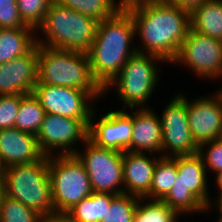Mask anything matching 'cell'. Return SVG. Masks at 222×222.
<instances>
[{"label":"cell","instance_id":"1","mask_svg":"<svg viewBox=\"0 0 222 222\" xmlns=\"http://www.w3.org/2000/svg\"><path fill=\"white\" fill-rule=\"evenodd\" d=\"M123 7L133 18L135 36L141 40L137 52L171 63L191 28L190 11L166 1L124 3Z\"/></svg>","mask_w":222,"mask_h":222},{"label":"cell","instance_id":"2","mask_svg":"<svg viewBox=\"0 0 222 222\" xmlns=\"http://www.w3.org/2000/svg\"><path fill=\"white\" fill-rule=\"evenodd\" d=\"M135 35L134 20L124 7L113 17L98 22L87 54L93 78L103 89L137 53L136 46L131 45Z\"/></svg>","mask_w":222,"mask_h":222},{"label":"cell","instance_id":"3","mask_svg":"<svg viewBox=\"0 0 222 222\" xmlns=\"http://www.w3.org/2000/svg\"><path fill=\"white\" fill-rule=\"evenodd\" d=\"M98 21L75 10L50 4L43 23L36 29L37 44L51 48L87 53L93 44Z\"/></svg>","mask_w":222,"mask_h":222},{"label":"cell","instance_id":"4","mask_svg":"<svg viewBox=\"0 0 222 222\" xmlns=\"http://www.w3.org/2000/svg\"><path fill=\"white\" fill-rule=\"evenodd\" d=\"M36 84L64 86L84 91H104L91 73L87 53L38 45Z\"/></svg>","mask_w":222,"mask_h":222},{"label":"cell","instance_id":"5","mask_svg":"<svg viewBox=\"0 0 222 222\" xmlns=\"http://www.w3.org/2000/svg\"><path fill=\"white\" fill-rule=\"evenodd\" d=\"M3 193L41 216L54 213L48 156L27 164L6 167Z\"/></svg>","mask_w":222,"mask_h":222},{"label":"cell","instance_id":"6","mask_svg":"<svg viewBox=\"0 0 222 222\" xmlns=\"http://www.w3.org/2000/svg\"><path fill=\"white\" fill-rule=\"evenodd\" d=\"M171 158L176 162L178 174L174 186L162 200L179 215L211 211L214 202L210 200L207 170L201 156L196 153Z\"/></svg>","mask_w":222,"mask_h":222},{"label":"cell","instance_id":"7","mask_svg":"<svg viewBox=\"0 0 222 222\" xmlns=\"http://www.w3.org/2000/svg\"><path fill=\"white\" fill-rule=\"evenodd\" d=\"M157 62V63H156ZM158 63H166L159 56L136 53L122 66L121 71L104 88V95L112 87L117 98L123 103L121 109L147 108L153 91L158 84L160 75ZM148 101V102H147Z\"/></svg>","mask_w":222,"mask_h":222},{"label":"cell","instance_id":"8","mask_svg":"<svg viewBox=\"0 0 222 222\" xmlns=\"http://www.w3.org/2000/svg\"><path fill=\"white\" fill-rule=\"evenodd\" d=\"M54 211L67 213L93 193L88 173L75 155L48 156Z\"/></svg>","mask_w":222,"mask_h":222},{"label":"cell","instance_id":"9","mask_svg":"<svg viewBox=\"0 0 222 222\" xmlns=\"http://www.w3.org/2000/svg\"><path fill=\"white\" fill-rule=\"evenodd\" d=\"M74 154L88 173L93 192L123 194V153L97 146L89 138ZM122 185V186H121Z\"/></svg>","mask_w":222,"mask_h":222},{"label":"cell","instance_id":"10","mask_svg":"<svg viewBox=\"0 0 222 222\" xmlns=\"http://www.w3.org/2000/svg\"><path fill=\"white\" fill-rule=\"evenodd\" d=\"M90 120L46 113L36 135L41 152L52 156L60 149L56 155H74L78 150L75 145L79 141L83 144L88 139Z\"/></svg>","mask_w":222,"mask_h":222},{"label":"cell","instance_id":"11","mask_svg":"<svg viewBox=\"0 0 222 222\" xmlns=\"http://www.w3.org/2000/svg\"><path fill=\"white\" fill-rule=\"evenodd\" d=\"M32 93L45 113L74 119H91L95 110L93 101L104 95V91H84L48 84H36Z\"/></svg>","mask_w":222,"mask_h":222},{"label":"cell","instance_id":"12","mask_svg":"<svg viewBox=\"0 0 222 222\" xmlns=\"http://www.w3.org/2000/svg\"><path fill=\"white\" fill-rule=\"evenodd\" d=\"M170 64L186 65L198 78L220 79L222 40L199 34L190 28L176 58Z\"/></svg>","mask_w":222,"mask_h":222},{"label":"cell","instance_id":"13","mask_svg":"<svg viewBox=\"0 0 222 222\" xmlns=\"http://www.w3.org/2000/svg\"><path fill=\"white\" fill-rule=\"evenodd\" d=\"M161 114L162 157L198 153L199 145L189 128L186 96L180 92L173 96Z\"/></svg>","mask_w":222,"mask_h":222},{"label":"cell","instance_id":"14","mask_svg":"<svg viewBox=\"0 0 222 222\" xmlns=\"http://www.w3.org/2000/svg\"><path fill=\"white\" fill-rule=\"evenodd\" d=\"M129 110L130 113L125 109L111 110L95 122V109L91 115L88 138L97 146L122 153L129 152L133 132L132 108Z\"/></svg>","mask_w":222,"mask_h":222},{"label":"cell","instance_id":"15","mask_svg":"<svg viewBox=\"0 0 222 222\" xmlns=\"http://www.w3.org/2000/svg\"><path fill=\"white\" fill-rule=\"evenodd\" d=\"M186 110L189 128L195 142H204L222 138V99L216 92L213 96L187 100Z\"/></svg>","mask_w":222,"mask_h":222},{"label":"cell","instance_id":"16","mask_svg":"<svg viewBox=\"0 0 222 222\" xmlns=\"http://www.w3.org/2000/svg\"><path fill=\"white\" fill-rule=\"evenodd\" d=\"M38 81V44L29 52L0 64V95L30 94Z\"/></svg>","mask_w":222,"mask_h":222},{"label":"cell","instance_id":"17","mask_svg":"<svg viewBox=\"0 0 222 222\" xmlns=\"http://www.w3.org/2000/svg\"><path fill=\"white\" fill-rule=\"evenodd\" d=\"M146 153L123 152L124 193L150 199V188L157 161L162 157Z\"/></svg>","mask_w":222,"mask_h":222},{"label":"cell","instance_id":"18","mask_svg":"<svg viewBox=\"0 0 222 222\" xmlns=\"http://www.w3.org/2000/svg\"><path fill=\"white\" fill-rule=\"evenodd\" d=\"M132 111L133 132L129 152L161 153L162 156V127L158 114L149 107L132 108Z\"/></svg>","mask_w":222,"mask_h":222},{"label":"cell","instance_id":"19","mask_svg":"<svg viewBox=\"0 0 222 222\" xmlns=\"http://www.w3.org/2000/svg\"><path fill=\"white\" fill-rule=\"evenodd\" d=\"M43 156L36 135L17 128L0 130V157L6 167L33 163Z\"/></svg>","mask_w":222,"mask_h":222},{"label":"cell","instance_id":"20","mask_svg":"<svg viewBox=\"0 0 222 222\" xmlns=\"http://www.w3.org/2000/svg\"><path fill=\"white\" fill-rule=\"evenodd\" d=\"M36 33L34 28H1L0 64L29 53L37 45Z\"/></svg>","mask_w":222,"mask_h":222},{"label":"cell","instance_id":"21","mask_svg":"<svg viewBox=\"0 0 222 222\" xmlns=\"http://www.w3.org/2000/svg\"><path fill=\"white\" fill-rule=\"evenodd\" d=\"M191 29L222 40V0H205L190 11Z\"/></svg>","mask_w":222,"mask_h":222},{"label":"cell","instance_id":"22","mask_svg":"<svg viewBox=\"0 0 222 222\" xmlns=\"http://www.w3.org/2000/svg\"><path fill=\"white\" fill-rule=\"evenodd\" d=\"M116 194L93 192L80 200L67 214L73 222H101Z\"/></svg>","mask_w":222,"mask_h":222},{"label":"cell","instance_id":"23","mask_svg":"<svg viewBox=\"0 0 222 222\" xmlns=\"http://www.w3.org/2000/svg\"><path fill=\"white\" fill-rule=\"evenodd\" d=\"M60 5L75 10L100 22L113 17L121 8L124 1L119 0H55Z\"/></svg>","mask_w":222,"mask_h":222},{"label":"cell","instance_id":"24","mask_svg":"<svg viewBox=\"0 0 222 222\" xmlns=\"http://www.w3.org/2000/svg\"><path fill=\"white\" fill-rule=\"evenodd\" d=\"M45 114L33 93L26 94L21 98L14 128L37 135Z\"/></svg>","mask_w":222,"mask_h":222},{"label":"cell","instance_id":"25","mask_svg":"<svg viewBox=\"0 0 222 222\" xmlns=\"http://www.w3.org/2000/svg\"><path fill=\"white\" fill-rule=\"evenodd\" d=\"M179 216L163 200L139 198L133 222H178Z\"/></svg>","mask_w":222,"mask_h":222},{"label":"cell","instance_id":"26","mask_svg":"<svg viewBox=\"0 0 222 222\" xmlns=\"http://www.w3.org/2000/svg\"><path fill=\"white\" fill-rule=\"evenodd\" d=\"M177 174L176 162L171 157H161L153 172L150 199L162 200L174 186Z\"/></svg>","mask_w":222,"mask_h":222},{"label":"cell","instance_id":"27","mask_svg":"<svg viewBox=\"0 0 222 222\" xmlns=\"http://www.w3.org/2000/svg\"><path fill=\"white\" fill-rule=\"evenodd\" d=\"M41 215L6 194L0 198V222H40Z\"/></svg>","mask_w":222,"mask_h":222},{"label":"cell","instance_id":"28","mask_svg":"<svg viewBox=\"0 0 222 222\" xmlns=\"http://www.w3.org/2000/svg\"><path fill=\"white\" fill-rule=\"evenodd\" d=\"M139 197L129 194L116 195L101 222H133Z\"/></svg>","mask_w":222,"mask_h":222},{"label":"cell","instance_id":"29","mask_svg":"<svg viewBox=\"0 0 222 222\" xmlns=\"http://www.w3.org/2000/svg\"><path fill=\"white\" fill-rule=\"evenodd\" d=\"M23 22L37 29L44 21L46 12L54 0H16Z\"/></svg>","mask_w":222,"mask_h":222},{"label":"cell","instance_id":"30","mask_svg":"<svg viewBox=\"0 0 222 222\" xmlns=\"http://www.w3.org/2000/svg\"><path fill=\"white\" fill-rule=\"evenodd\" d=\"M198 154L201 156L207 172L211 170L215 174L222 170V138L200 144Z\"/></svg>","mask_w":222,"mask_h":222},{"label":"cell","instance_id":"31","mask_svg":"<svg viewBox=\"0 0 222 222\" xmlns=\"http://www.w3.org/2000/svg\"><path fill=\"white\" fill-rule=\"evenodd\" d=\"M23 96L24 94L0 95V130L15 127V120Z\"/></svg>","mask_w":222,"mask_h":222},{"label":"cell","instance_id":"32","mask_svg":"<svg viewBox=\"0 0 222 222\" xmlns=\"http://www.w3.org/2000/svg\"><path fill=\"white\" fill-rule=\"evenodd\" d=\"M1 28H33L21 19L16 0H0V29Z\"/></svg>","mask_w":222,"mask_h":222},{"label":"cell","instance_id":"33","mask_svg":"<svg viewBox=\"0 0 222 222\" xmlns=\"http://www.w3.org/2000/svg\"><path fill=\"white\" fill-rule=\"evenodd\" d=\"M40 222H73L67 213H51L41 216Z\"/></svg>","mask_w":222,"mask_h":222},{"label":"cell","instance_id":"34","mask_svg":"<svg viewBox=\"0 0 222 222\" xmlns=\"http://www.w3.org/2000/svg\"><path fill=\"white\" fill-rule=\"evenodd\" d=\"M165 1L191 11L194 7H196L205 0H165Z\"/></svg>","mask_w":222,"mask_h":222},{"label":"cell","instance_id":"35","mask_svg":"<svg viewBox=\"0 0 222 222\" xmlns=\"http://www.w3.org/2000/svg\"><path fill=\"white\" fill-rule=\"evenodd\" d=\"M216 175V176H215ZM214 177H215V183H216V187H218V191L222 192V170L215 173Z\"/></svg>","mask_w":222,"mask_h":222},{"label":"cell","instance_id":"36","mask_svg":"<svg viewBox=\"0 0 222 222\" xmlns=\"http://www.w3.org/2000/svg\"><path fill=\"white\" fill-rule=\"evenodd\" d=\"M218 194L217 199H214L216 202L214 205H216V209L218 208L216 211L222 214V192H218Z\"/></svg>","mask_w":222,"mask_h":222},{"label":"cell","instance_id":"37","mask_svg":"<svg viewBox=\"0 0 222 222\" xmlns=\"http://www.w3.org/2000/svg\"><path fill=\"white\" fill-rule=\"evenodd\" d=\"M5 170H6V166L3 163L1 157H0V183H3V178H4V174H5Z\"/></svg>","mask_w":222,"mask_h":222},{"label":"cell","instance_id":"38","mask_svg":"<svg viewBox=\"0 0 222 222\" xmlns=\"http://www.w3.org/2000/svg\"><path fill=\"white\" fill-rule=\"evenodd\" d=\"M124 3H143V2H150V1H165V0H123Z\"/></svg>","mask_w":222,"mask_h":222},{"label":"cell","instance_id":"39","mask_svg":"<svg viewBox=\"0 0 222 222\" xmlns=\"http://www.w3.org/2000/svg\"><path fill=\"white\" fill-rule=\"evenodd\" d=\"M3 194V186L2 184L0 183V198H1V195Z\"/></svg>","mask_w":222,"mask_h":222},{"label":"cell","instance_id":"40","mask_svg":"<svg viewBox=\"0 0 222 222\" xmlns=\"http://www.w3.org/2000/svg\"><path fill=\"white\" fill-rule=\"evenodd\" d=\"M217 218H218V220H216L217 222H222V214H219Z\"/></svg>","mask_w":222,"mask_h":222},{"label":"cell","instance_id":"41","mask_svg":"<svg viewBox=\"0 0 222 222\" xmlns=\"http://www.w3.org/2000/svg\"><path fill=\"white\" fill-rule=\"evenodd\" d=\"M217 93L220 95V97H221V99H222V88L220 89H218V91H217Z\"/></svg>","mask_w":222,"mask_h":222}]
</instances>
